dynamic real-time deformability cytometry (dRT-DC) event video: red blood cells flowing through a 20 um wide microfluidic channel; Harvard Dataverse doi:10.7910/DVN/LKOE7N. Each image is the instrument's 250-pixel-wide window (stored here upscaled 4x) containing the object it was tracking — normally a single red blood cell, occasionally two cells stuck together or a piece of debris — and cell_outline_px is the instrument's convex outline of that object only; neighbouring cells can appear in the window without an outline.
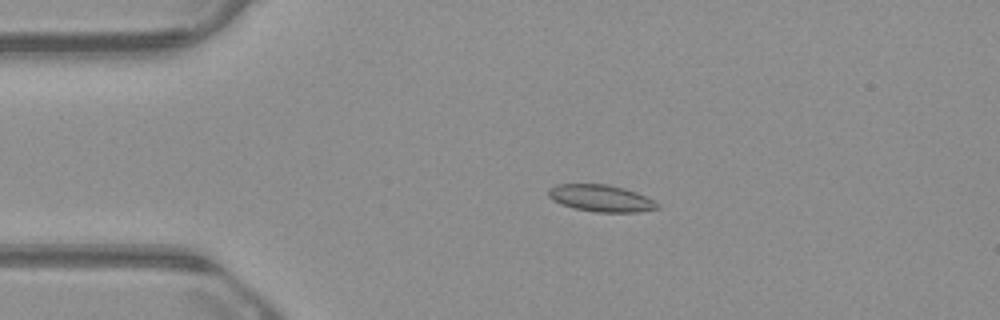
{"species": "common noctule bat (a hibernating species)", "species_latin": "Nyctalus noctula", "temperature_condition": "warm", "stored_images_in_passage": 49, "camera_frame_rate_fps": 3000, "um_per_image_px": 0.085, "animal": {"sex": "male", "body_mass_g": 23.1, "forearm_length_mm": 52.7}, "frame": {"image": 1, "passage_image": 7, "time_ms": 2.0, "image_size_px": [1000, 320], "cell_outline_px": [[660, 208], [640, 212], [596, 212], [572, 208], [560, 204], [552, 200], [548, 196], [548, 188], [556, 184], [608, 184], [624, 188], [636, 192], [660, 204]], "centroid_in_image_um": [51.05, 16.85], "position_along_channel_um": 33.9, "area_um2": 17.22}}
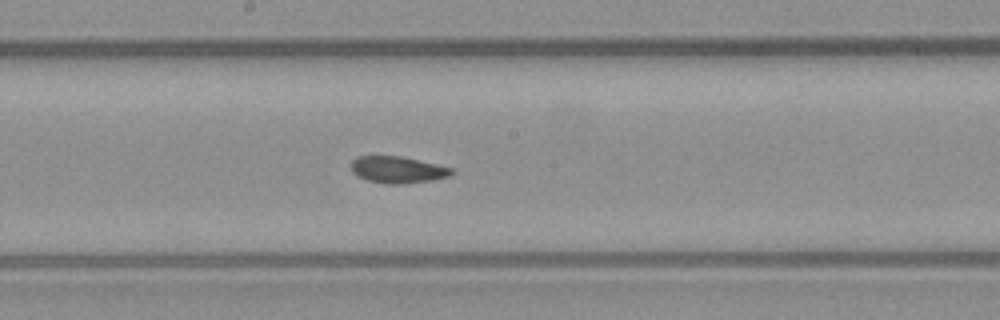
{"frame": {"image": 2, "passage_image": 24, "time_ms": 7.667, "image_size_px": [1000, 320], "cell_outline_px": [[456, 172], [448, 176], [432, 180], [404, 184], [384, 184], [368, 180], [356, 176], [352, 172], [352, 160], [356, 156], [400, 156], [436, 164], [452, 168]], "centroid_in_image_um": [33.79, 14.43], "position_along_channel_um": 214.4, "area_um2": 15.66}}
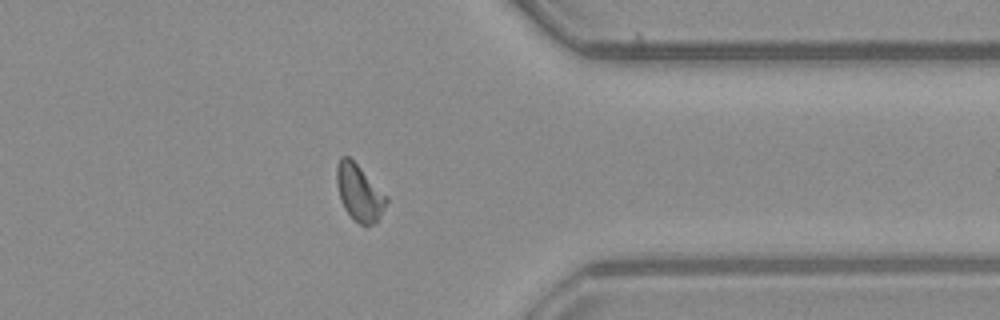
{"frame": {"image": 3, "passage_image": 38, "time_ms": 12.333, "image_size_px": [1000, 320], "cell_outline_px": [[388, 200], [384, 208], [376, 220], [372, 224], [360, 224], [344, 208], [340, 200], [336, 184], [336, 168], [340, 156], [348, 156], [388, 196]], "centroid_in_image_um": [30.51, 16.34], "position_along_channel_um": 380.9, "area_um2": 15.95}, "authors_computed_cell_mechanics": {"area_um2": 16.2418, "velocity_mm_per_s": 3.8349, "shape_relaxation_time_tau1_ms": null, "shape_relaxation_time_tau2_ms": 6.0948, "deformation_change_tau1": null, "deformation_change_tau2": 0.0792}}